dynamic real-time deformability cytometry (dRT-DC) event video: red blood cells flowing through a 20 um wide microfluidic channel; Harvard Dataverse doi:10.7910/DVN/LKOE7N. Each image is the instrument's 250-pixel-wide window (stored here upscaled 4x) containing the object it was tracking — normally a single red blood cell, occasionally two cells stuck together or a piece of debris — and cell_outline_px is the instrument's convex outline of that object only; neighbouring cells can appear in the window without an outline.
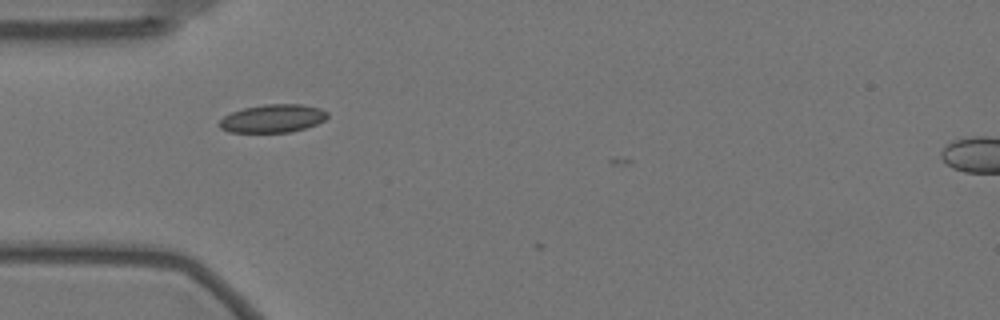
{"species": "Egyptian fruit bat (a non-hibernating species)", "species_latin": "Rousettus aegyptiacus", "temperature_condition": "warm", "stored_images_in_passage": 5, "camera_frame_rate_fps": 3000, "um_per_image_px": 0.085, "animal": {"sex": "female"}, "frame": {"image": 1, "passage_image": 2, "time_ms": 0.333, "image_size_px": [1000, 320], "cell_outline_px": [[328, 116], [324, 120], [316, 124], [292, 132], [228, 132], [220, 128], [216, 124], [224, 116], [232, 112], [244, 108], [264, 104], [304, 104], [320, 108], [328, 112]], "centroid_in_image_um": [23.17, 10.07], "position_along_channel_um": 61.8, "area_um2": 17.8}}